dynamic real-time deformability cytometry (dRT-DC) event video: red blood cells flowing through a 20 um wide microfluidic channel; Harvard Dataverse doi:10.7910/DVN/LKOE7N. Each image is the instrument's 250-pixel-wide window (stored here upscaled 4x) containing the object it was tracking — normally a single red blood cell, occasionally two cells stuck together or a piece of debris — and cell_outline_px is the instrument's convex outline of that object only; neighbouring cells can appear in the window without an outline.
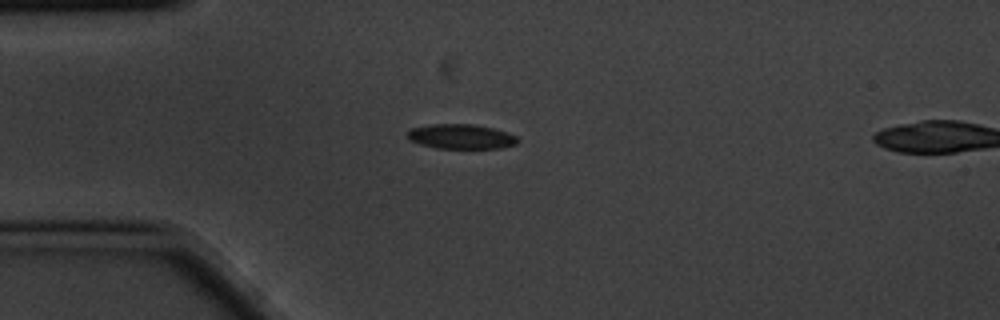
{"species": "common noctule bat (a hibernating species)", "species_latin": "Nyctalus noctula", "temperature_condition": "cold", "stored_images_in_passage": 5, "camera_frame_rate_fps": 3000, "um_per_image_px": 0.085, "animal": {"sex": "male", "body_mass_g": 20.1, "forearm_length_mm": 53.5}, "frame": {"image": 1, "passage_image": 4, "time_ms": 1.0, "image_size_px": [1000, 320], "cell_outline_px": [[520, 140], [516, 144], [500, 148], [436, 148], [420, 144], [408, 140], [408, 132], [412, 128], [432, 124], [476, 124], [508, 132], [516, 136]], "centroid_in_image_um": [39.21, 11.6], "position_along_channel_um": 45.8, "area_um2": 15.9}}